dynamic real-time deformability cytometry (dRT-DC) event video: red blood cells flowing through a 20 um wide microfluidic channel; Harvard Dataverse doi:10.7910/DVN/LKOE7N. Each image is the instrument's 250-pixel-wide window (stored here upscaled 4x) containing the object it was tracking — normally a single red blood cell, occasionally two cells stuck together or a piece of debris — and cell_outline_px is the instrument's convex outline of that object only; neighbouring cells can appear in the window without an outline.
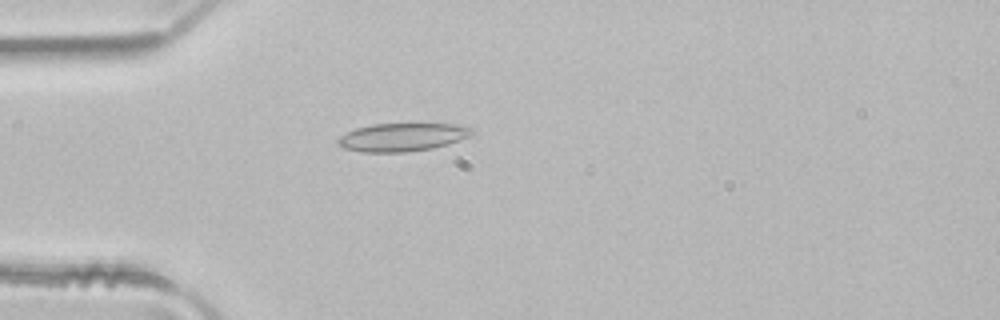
{"species": "common noctule bat (a hibernating species)", "species_latin": "Nyctalus noctula", "temperature_condition": "room temperature", "stored_images_in_passage": 29, "camera_frame_rate_fps": 3000, "um_per_image_px": 0.085, "animal": {"sex": "male", "body_mass_g": 21.5, "forearm_length_mm": 52.0}, "frame": {"image": 1, "passage_image": 3, "time_ms": 0.667, "image_size_px": [1000, 320], "cell_outline_px": [[472, 132], [468, 136], [448, 144], [432, 148], [404, 152], [360, 152], [344, 148], [336, 140], [340, 136], [356, 128], [372, 124], [456, 124], [472, 128]], "centroid_in_image_um": [34.16, 11.66], "position_along_channel_um": 50.8, "area_um2": 21.68}}
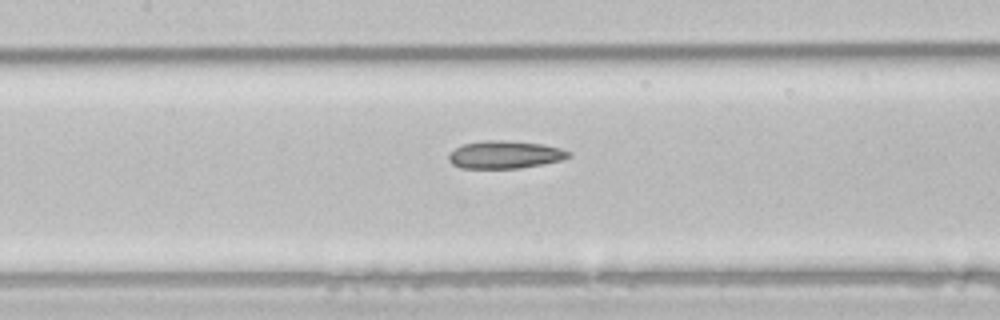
{"frame": {"image": 2, "passage_image": 12, "time_ms": 3.667, "image_size_px": [1000, 320], "cell_outline_px": [[572, 156], [560, 160], [520, 168], [460, 168], [452, 164], [448, 160], [448, 156], [456, 148], [464, 144], [484, 140], [504, 140], [544, 144], [560, 148], [572, 152]], "centroid_in_image_um": [42.93, 13.14], "position_along_channel_um": 164.5, "area_um2": 19.31}}
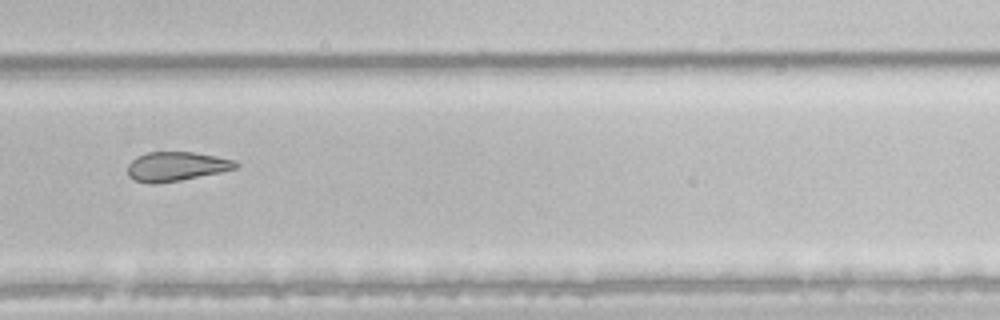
{"frame": {"image": 3, "passage_image": 23, "time_ms": 7.333, "image_size_px": [1000, 320], "cell_outline_px": [[240, 164], [236, 168], [220, 172], [180, 180], [152, 184], [148, 184], [136, 180], [128, 176], [128, 164], [136, 156], [148, 152], [192, 152], [216, 156], [236, 160]], "centroid_in_image_um": [14.98, 14.14], "position_along_channel_um": 314.8, "area_um2": 18.38}, "authors_computed_cell_mechanics": {"area_um2": 19.1318, "velocity_mm_per_s": 4.1185, "shape_relaxation_time_tau1_ms": null, "shape_relaxation_time_tau2_ms": 4.4184, "deformation_change_tau1": null, "deformation_change_tau2": 0.1089}}